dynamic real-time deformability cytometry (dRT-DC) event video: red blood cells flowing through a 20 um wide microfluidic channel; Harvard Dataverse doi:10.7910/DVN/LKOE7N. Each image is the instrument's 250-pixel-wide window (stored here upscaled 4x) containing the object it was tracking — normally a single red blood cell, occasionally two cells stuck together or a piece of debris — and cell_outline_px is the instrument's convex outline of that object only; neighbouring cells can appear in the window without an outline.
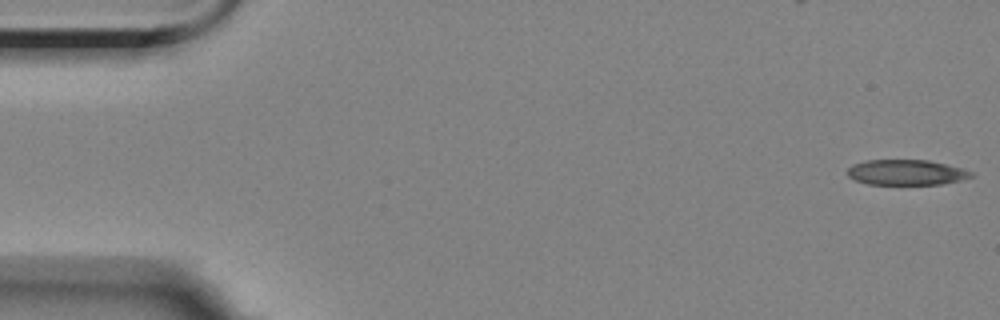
{"species": "Egyptian fruit bat (a non-hibernating species)", "species_latin": "Rousettus aegyptiacus", "temperature_condition": "room temperature", "stored_images_in_passage": 7, "camera_frame_rate_fps": 3000, "um_per_image_px": 0.085, "animal": {"sex": "female"}, "frame": {"image": 1, "passage_image": 1, "time_ms": 0.0, "image_size_px": [1000, 320], "cell_outline_px": [[972, 176], [960, 180], [940, 184], [868, 184], [856, 180], [848, 176], [848, 168], [852, 164], [868, 160], [928, 160], [948, 164], [972, 172]], "centroid_in_image_um": [77.01, 14.64], "position_along_channel_um": 8.0, "area_um2": 18.09}}